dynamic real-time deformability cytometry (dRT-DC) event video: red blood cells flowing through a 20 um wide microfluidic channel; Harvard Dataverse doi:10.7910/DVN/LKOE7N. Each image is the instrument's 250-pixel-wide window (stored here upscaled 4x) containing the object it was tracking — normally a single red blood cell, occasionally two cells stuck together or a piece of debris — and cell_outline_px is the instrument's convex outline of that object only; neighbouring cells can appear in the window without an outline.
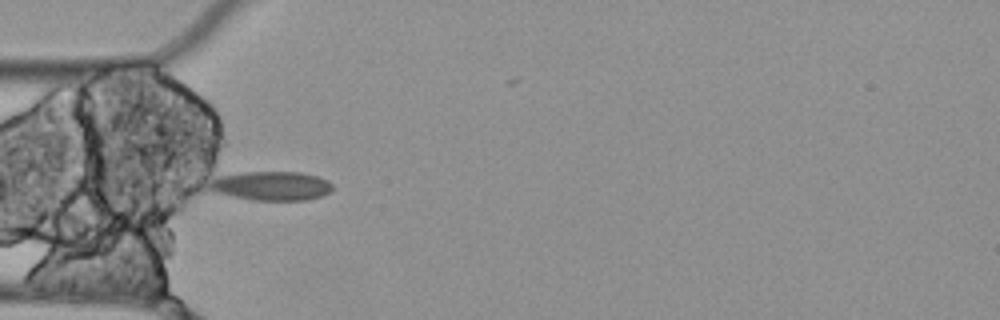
{"species": "Egyptian fruit bat (a non-hibernating species)", "species_latin": "Rousettus aegyptiacus", "temperature_condition": "cold", "stored_images_in_passage": 5, "camera_frame_rate_fps": 3000, "um_per_image_px": 0.085, "animal": {"sex": "female"}, "frame": {"image": 1, "passage_image": 4, "time_ms": 1.0, "image_size_px": [1000, 320], "cell_outline_px": [[332, 188], [328, 192], [320, 196], [304, 200], [252, 200], [216, 192], [208, 188], [208, 184], [212, 180], [220, 176], [244, 172], [300, 172], [316, 176], [328, 180], [332, 184]], "centroid_in_image_um": [23.06, 15.79], "position_along_channel_um": 61.9, "area_um2": 20.58}}
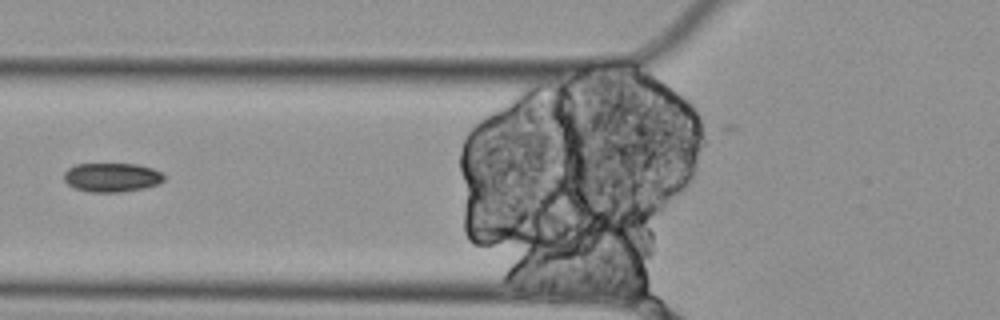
{"frame": {"image": 2, "passage_image": 5, "time_ms": 1.333, "image_size_px": [1000, 320], "cell_outline_px": [[164, 180], [156, 184], [144, 188], [120, 192], [88, 192], [72, 188], [64, 180], [64, 172], [68, 168], [76, 164], [136, 164], [152, 168], [160, 172], [164, 176]], "centroid_in_image_um": [9.46, 15.08], "position_along_channel_um": 116.3, "area_um2": 16.94}}